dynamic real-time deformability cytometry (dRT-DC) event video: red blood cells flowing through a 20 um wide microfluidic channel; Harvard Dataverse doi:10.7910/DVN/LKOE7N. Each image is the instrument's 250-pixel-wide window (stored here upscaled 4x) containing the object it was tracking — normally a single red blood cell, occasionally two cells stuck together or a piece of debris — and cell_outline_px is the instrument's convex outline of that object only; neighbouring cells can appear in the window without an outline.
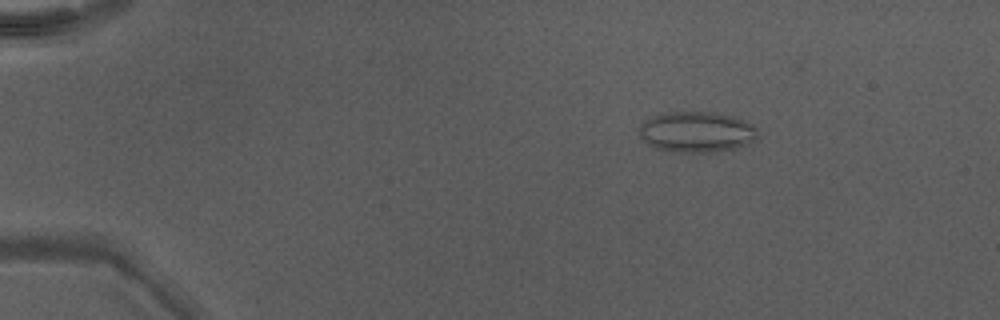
{"species": "Egyptian fruit bat (a non-hibernating species)", "species_latin": "Rousettus aegyptiacus", "temperature_condition": "warm", "stored_images_in_passage": 48, "camera_frame_rate_fps": 3000, "um_per_image_px": 0.085, "animal": {"sex": "male"}, "frame": {"image": 1, "passage_image": 8, "time_ms": 2.333, "image_size_px": [1000, 320], "cell_outline_px": [[756, 140], [748, 144], [736, 148], [712, 152], [672, 152], [652, 148], [636, 132], [640, 124], [644, 120], [652, 116], [664, 112], [712, 112], [732, 116], [744, 120], [752, 124], [756, 128]], "centroid_in_image_um": [59.16, 11.22], "position_along_channel_um": 25.8, "area_um2": 28.5}}
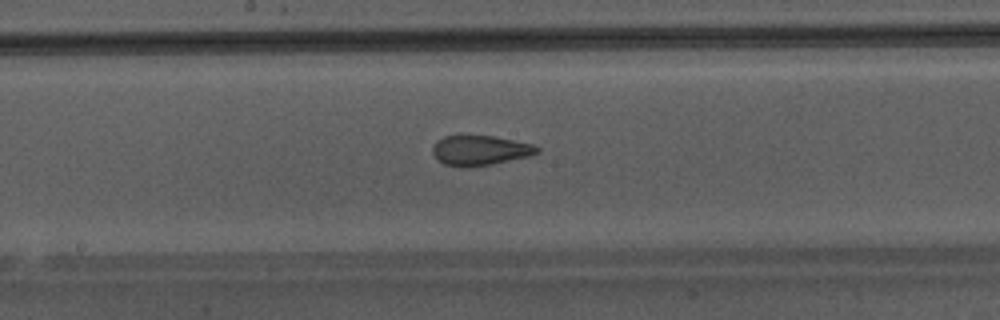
{"frame": {"image": 2, "passage_image": 27, "time_ms": 8.667, "image_size_px": [1000, 320], "cell_outline_px": [[540, 152], [528, 156], [488, 164], [444, 164], [432, 152], [432, 148], [436, 140], [444, 136], [492, 136], [532, 144], [540, 148]], "centroid_in_image_um": [40.82, 12.73], "position_along_channel_um": 207.4, "area_um2": 17.22}}
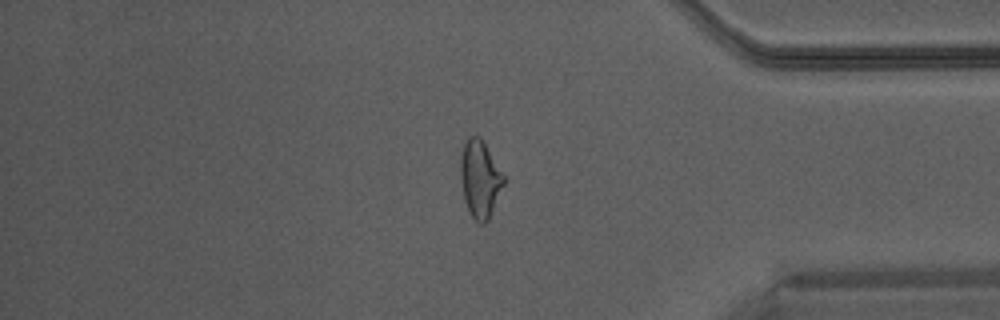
{"frame": {"image": 3, "passage_image": 41, "time_ms": 13.333, "image_size_px": [1000, 320], "cell_outline_px": [[504, 184], [488, 220], [484, 224], [480, 224], [472, 216], [464, 200], [460, 180], [460, 152], [468, 136], [480, 136], [504, 176]], "centroid_in_image_um": [40.77, 15.19], "position_along_channel_um": 394.4, "area_um2": 19.31}}